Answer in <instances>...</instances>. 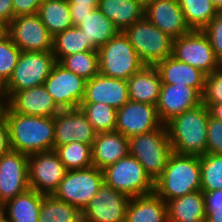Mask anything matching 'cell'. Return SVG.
<instances>
[{
    "mask_svg": "<svg viewBox=\"0 0 222 222\" xmlns=\"http://www.w3.org/2000/svg\"><path fill=\"white\" fill-rule=\"evenodd\" d=\"M5 121L11 150L30 155L54 149V117L19 114L8 107Z\"/></svg>",
    "mask_w": 222,
    "mask_h": 222,
    "instance_id": "cell-1",
    "label": "cell"
},
{
    "mask_svg": "<svg viewBox=\"0 0 222 222\" xmlns=\"http://www.w3.org/2000/svg\"><path fill=\"white\" fill-rule=\"evenodd\" d=\"M209 116L208 107L201 103L169 120L165 125L173 152L197 156L206 154Z\"/></svg>",
    "mask_w": 222,
    "mask_h": 222,
    "instance_id": "cell-2",
    "label": "cell"
},
{
    "mask_svg": "<svg viewBox=\"0 0 222 222\" xmlns=\"http://www.w3.org/2000/svg\"><path fill=\"white\" fill-rule=\"evenodd\" d=\"M200 156L172 152L154 192L165 202L201 190Z\"/></svg>",
    "mask_w": 222,
    "mask_h": 222,
    "instance_id": "cell-3",
    "label": "cell"
},
{
    "mask_svg": "<svg viewBox=\"0 0 222 222\" xmlns=\"http://www.w3.org/2000/svg\"><path fill=\"white\" fill-rule=\"evenodd\" d=\"M129 139V155L144 167L146 174L155 182L164 171L173 152L167 127L162 124L154 131L137 134Z\"/></svg>",
    "mask_w": 222,
    "mask_h": 222,
    "instance_id": "cell-4",
    "label": "cell"
},
{
    "mask_svg": "<svg viewBox=\"0 0 222 222\" xmlns=\"http://www.w3.org/2000/svg\"><path fill=\"white\" fill-rule=\"evenodd\" d=\"M97 51L99 73L107 77L128 80L145 66L122 31L99 47Z\"/></svg>",
    "mask_w": 222,
    "mask_h": 222,
    "instance_id": "cell-5",
    "label": "cell"
},
{
    "mask_svg": "<svg viewBox=\"0 0 222 222\" xmlns=\"http://www.w3.org/2000/svg\"><path fill=\"white\" fill-rule=\"evenodd\" d=\"M123 32L146 66H155L173 54V39L145 16Z\"/></svg>",
    "mask_w": 222,
    "mask_h": 222,
    "instance_id": "cell-6",
    "label": "cell"
},
{
    "mask_svg": "<svg viewBox=\"0 0 222 222\" xmlns=\"http://www.w3.org/2000/svg\"><path fill=\"white\" fill-rule=\"evenodd\" d=\"M53 51H21L13 74L4 85L8 99L18 91L42 86L56 63Z\"/></svg>",
    "mask_w": 222,
    "mask_h": 222,
    "instance_id": "cell-7",
    "label": "cell"
},
{
    "mask_svg": "<svg viewBox=\"0 0 222 222\" xmlns=\"http://www.w3.org/2000/svg\"><path fill=\"white\" fill-rule=\"evenodd\" d=\"M102 172L104 183L130 198L154 192V182L131 155L107 166Z\"/></svg>",
    "mask_w": 222,
    "mask_h": 222,
    "instance_id": "cell-8",
    "label": "cell"
},
{
    "mask_svg": "<svg viewBox=\"0 0 222 222\" xmlns=\"http://www.w3.org/2000/svg\"><path fill=\"white\" fill-rule=\"evenodd\" d=\"M103 182L102 170L93 165L84 169L68 170L53 195L83 211Z\"/></svg>",
    "mask_w": 222,
    "mask_h": 222,
    "instance_id": "cell-9",
    "label": "cell"
},
{
    "mask_svg": "<svg viewBox=\"0 0 222 222\" xmlns=\"http://www.w3.org/2000/svg\"><path fill=\"white\" fill-rule=\"evenodd\" d=\"M172 56L206 75L222 67L208 36L202 30H191L188 34L174 39Z\"/></svg>",
    "mask_w": 222,
    "mask_h": 222,
    "instance_id": "cell-10",
    "label": "cell"
},
{
    "mask_svg": "<svg viewBox=\"0 0 222 222\" xmlns=\"http://www.w3.org/2000/svg\"><path fill=\"white\" fill-rule=\"evenodd\" d=\"M7 34L21 51H53V36L37 13L13 18L7 25Z\"/></svg>",
    "mask_w": 222,
    "mask_h": 222,
    "instance_id": "cell-11",
    "label": "cell"
},
{
    "mask_svg": "<svg viewBox=\"0 0 222 222\" xmlns=\"http://www.w3.org/2000/svg\"><path fill=\"white\" fill-rule=\"evenodd\" d=\"M68 170L54 150L28 155L30 189L53 195Z\"/></svg>",
    "mask_w": 222,
    "mask_h": 222,
    "instance_id": "cell-12",
    "label": "cell"
},
{
    "mask_svg": "<svg viewBox=\"0 0 222 222\" xmlns=\"http://www.w3.org/2000/svg\"><path fill=\"white\" fill-rule=\"evenodd\" d=\"M86 81L56 62L43 85L61 110L74 109L83 101Z\"/></svg>",
    "mask_w": 222,
    "mask_h": 222,
    "instance_id": "cell-13",
    "label": "cell"
},
{
    "mask_svg": "<svg viewBox=\"0 0 222 222\" xmlns=\"http://www.w3.org/2000/svg\"><path fill=\"white\" fill-rule=\"evenodd\" d=\"M130 197L103 182L82 211L83 222H125Z\"/></svg>",
    "mask_w": 222,
    "mask_h": 222,
    "instance_id": "cell-14",
    "label": "cell"
},
{
    "mask_svg": "<svg viewBox=\"0 0 222 222\" xmlns=\"http://www.w3.org/2000/svg\"><path fill=\"white\" fill-rule=\"evenodd\" d=\"M54 147L71 142L93 145L97 132L80 108L62 109L54 116Z\"/></svg>",
    "mask_w": 222,
    "mask_h": 222,
    "instance_id": "cell-15",
    "label": "cell"
},
{
    "mask_svg": "<svg viewBox=\"0 0 222 222\" xmlns=\"http://www.w3.org/2000/svg\"><path fill=\"white\" fill-rule=\"evenodd\" d=\"M30 189L28 155L10 150L0 157V200L7 202Z\"/></svg>",
    "mask_w": 222,
    "mask_h": 222,
    "instance_id": "cell-16",
    "label": "cell"
},
{
    "mask_svg": "<svg viewBox=\"0 0 222 222\" xmlns=\"http://www.w3.org/2000/svg\"><path fill=\"white\" fill-rule=\"evenodd\" d=\"M161 125L155 105L129 100L117 110L115 130L127 138L154 131Z\"/></svg>",
    "mask_w": 222,
    "mask_h": 222,
    "instance_id": "cell-17",
    "label": "cell"
},
{
    "mask_svg": "<svg viewBox=\"0 0 222 222\" xmlns=\"http://www.w3.org/2000/svg\"><path fill=\"white\" fill-rule=\"evenodd\" d=\"M202 103V95L187 85L162 84L157 115L162 124H166L173 117L197 107Z\"/></svg>",
    "mask_w": 222,
    "mask_h": 222,
    "instance_id": "cell-18",
    "label": "cell"
},
{
    "mask_svg": "<svg viewBox=\"0 0 222 222\" xmlns=\"http://www.w3.org/2000/svg\"><path fill=\"white\" fill-rule=\"evenodd\" d=\"M144 16L173 40L191 31L178 0H153L145 7Z\"/></svg>",
    "mask_w": 222,
    "mask_h": 222,
    "instance_id": "cell-19",
    "label": "cell"
},
{
    "mask_svg": "<svg viewBox=\"0 0 222 222\" xmlns=\"http://www.w3.org/2000/svg\"><path fill=\"white\" fill-rule=\"evenodd\" d=\"M129 101L127 80L97 74L86 81L82 103H103L119 110Z\"/></svg>",
    "mask_w": 222,
    "mask_h": 222,
    "instance_id": "cell-20",
    "label": "cell"
},
{
    "mask_svg": "<svg viewBox=\"0 0 222 222\" xmlns=\"http://www.w3.org/2000/svg\"><path fill=\"white\" fill-rule=\"evenodd\" d=\"M8 107L15 113L40 117H54L61 110L44 85L15 92Z\"/></svg>",
    "mask_w": 222,
    "mask_h": 222,
    "instance_id": "cell-21",
    "label": "cell"
},
{
    "mask_svg": "<svg viewBox=\"0 0 222 222\" xmlns=\"http://www.w3.org/2000/svg\"><path fill=\"white\" fill-rule=\"evenodd\" d=\"M128 155L129 139L120 132L114 130L97 133L92 145L93 166L103 170Z\"/></svg>",
    "mask_w": 222,
    "mask_h": 222,
    "instance_id": "cell-22",
    "label": "cell"
},
{
    "mask_svg": "<svg viewBox=\"0 0 222 222\" xmlns=\"http://www.w3.org/2000/svg\"><path fill=\"white\" fill-rule=\"evenodd\" d=\"M155 67L160 74L162 84H184L203 94L207 75L201 70L177 60L172 55L158 62Z\"/></svg>",
    "mask_w": 222,
    "mask_h": 222,
    "instance_id": "cell-23",
    "label": "cell"
},
{
    "mask_svg": "<svg viewBox=\"0 0 222 222\" xmlns=\"http://www.w3.org/2000/svg\"><path fill=\"white\" fill-rule=\"evenodd\" d=\"M129 100L157 106L162 81L155 66H144L127 80Z\"/></svg>",
    "mask_w": 222,
    "mask_h": 222,
    "instance_id": "cell-24",
    "label": "cell"
},
{
    "mask_svg": "<svg viewBox=\"0 0 222 222\" xmlns=\"http://www.w3.org/2000/svg\"><path fill=\"white\" fill-rule=\"evenodd\" d=\"M125 222H168L167 203L155 192L130 198Z\"/></svg>",
    "mask_w": 222,
    "mask_h": 222,
    "instance_id": "cell-25",
    "label": "cell"
},
{
    "mask_svg": "<svg viewBox=\"0 0 222 222\" xmlns=\"http://www.w3.org/2000/svg\"><path fill=\"white\" fill-rule=\"evenodd\" d=\"M166 203L168 222H206L205 197L201 190Z\"/></svg>",
    "mask_w": 222,
    "mask_h": 222,
    "instance_id": "cell-26",
    "label": "cell"
},
{
    "mask_svg": "<svg viewBox=\"0 0 222 222\" xmlns=\"http://www.w3.org/2000/svg\"><path fill=\"white\" fill-rule=\"evenodd\" d=\"M45 194L29 189L5 203L7 222H39Z\"/></svg>",
    "mask_w": 222,
    "mask_h": 222,
    "instance_id": "cell-27",
    "label": "cell"
},
{
    "mask_svg": "<svg viewBox=\"0 0 222 222\" xmlns=\"http://www.w3.org/2000/svg\"><path fill=\"white\" fill-rule=\"evenodd\" d=\"M98 9L123 32L144 17L145 8L134 0H100Z\"/></svg>",
    "mask_w": 222,
    "mask_h": 222,
    "instance_id": "cell-28",
    "label": "cell"
},
{
    "mask_svg": "<svg viewBox=\"0 0 222 222\" xmlns=\"http://www.w3.org/2000/svg\"><path fill=\"white\" fill-rule=\"evenodd\" d=\"M78 27L95 51L120 32L98 8L93 9Z\"/></svg>",
    "mask_w": 222,
    "mask_h": 222,
    "instance_id": "cell-29",
    "label": "cell"
},
{
    "mask_svg": "<svg viewBox=\"0 0 222 222\" xmlns=\"http://www.w3.org/2000/svg\"><path fill=\"white\" fill-rule=\"evenodd\" d=\"M37 14L53 37L74 26L66 0H45Z\"/></svg>",
    "mask_w": 222,
    "mask_h": 222,
    "instance_id": "cell-30",
    "label": "cell"
},
{
    "mask_svg": "<svg viewBox=\"0 0 222 222\" xmlns=\"http://www.w3.org/2000/svg\"><path fill=\"white\" fill-rule=\"evenodd\" d=\"M85 51H95L78 26H72L53 37V54L57 62L63 57Z\"/></svg>",
    "mask_w": 222,
    "mask_h": 222,
    "instance_id": "cell-31",
    "label": "cell"
},
{
    "mask_svg": "<svg viewBox=\"0 0 222 222\" xmlns=\"http://www.w3.org/2000/svg\"><path fill=\"white\" fill-rule=\"evenodd\" d=\"M39 222H83L82 211L54 195H44Z\"/></svg>",
    "mask_w": 222,
    "mask_h": 222,
    "instance_id": "cell-32",
    "label": "cell"
},
{
    "mask_svg": "<svg viewBox=\"0 0 222 222\" xmlns=\"http://www.w3.org/2000/svg\"><path fill=\"white\" fill-rule=\"evenodd\" d=\"M178 3L191 30H203L218 13L211 0H178Z\"/></svg>",
    "mask_w": 222,
    "mask_h": 222,
    "instance_id": "cell-33",
    "label": "cell"
},
{
    "mask_svg": "<svg viewBox=\"0 0 222 222\" xmlns=\"http://www.w3.org/2000/svg\"><path fill=\"white\" fill-rule=\"evenodd\" d=\"M67 170L84 169L93 165L92 145L71 142L53 149Z\"/></svg>",
    "mask_w": 222,
    "mask_h": 222,
    "instance_id": "cell-34",
    "label": "cell"
},
{
    "mask_svg": "<svg viewBox=\"0 0 222 222\" xmlns=\"http://www.w3.org/2000/svg\"><path fill=\"white\" fill-rule=\"evenodd\" d=\"M79 108L97 133L114 131L117 110L103 103H81Z\"/></svg>",
    "mask_w": 222,
    "mask_h": 222,
    "instance_id": "cell-35",
    "label": "cell"
},
{
    "mask_svg": "<svg viewBox=\"0 0 222 222\" xmlns=\"http://www.w3.org/2000/svg\"><path fill=\"white\" fill-rule=\"evenodd\" d=\"M59 63L85 80H90L99 74L98 51H85L65 56Z\"/></svg>",
    "mask_w": 222,
    "mask_h": 222,
    "instance_id": "cell-36",
    "label": "cell"
},
{
    "mask_svg": "<svg viewBox=\"0 0 222 222\" xmlns=\"http://www.w3.org/2000/svg\"><path fill=\"white\" fill-rule=\"evenodd\" d=\"M201 191L222 189V154L206 153L200 156Z\"/></svg>",
    "mask_w": 222,
    "mask_h": 222,
    "instance_id": "cell-37",
    "label": "cell"
},
{
    "mask_svg": "<svg viewBox=\"0 0 222 222\" xmlns=\"http://www.w3.org/2000/svg\"><path fill=\"white\" fill-rule=\"evenodd\" d=\"M21 50L6 34L0 39V81L5 85L13 74Z\"/></svg>",
    "mask_w": 222,
    "mask_h": 222,
    "instance_id": "cell-38",
    "label": "cell"
},
{
    "mask_svg": "<svg viewBox=\"0 0 222 222\" xmlns=\"http://www.w3.org/2000/svg\"><path fill=\"white\" fill-rule=\"evenodd\" d=\"M202 103H222V67L206 76Z\"/></svg>",
    "mask_w": 222,
    "mask_h": 222,
    "instance_id": "cell-39",
    "label": "cell"
},
{
    "mask_svg": "<svg viewBox=\"0 0 222 222\" xmlns=\"http://www.w3.org/2000/svg\"><path fill=\"white\" fill-rule=\"evenodd\" d=\"M202 31L208 36L215 56L222 64V12H218Z\"/></svg>",
    "mask_w": 222,
    "mask_h": 222,
    "instance_id": "cell-40",
    "label": "cell"
},
{
    "mask_svg": "<svg viewBox=\"0 0 222 222\" xmlns=\"http://www.w3.org/2000/svg\"><path fill=\"white\" fill-rule=\"evenodd\" d=\"M206 153L222 154V121L209 116L207 123Z\"/></svg>",
    "mask_w": 222,
    "mask_h": 222,
    "instance_id": "cell-41",
    "label": "cell"
},
{
    "mask_svg": "<svg viewBox=\"0 0 222 222\" xmlns=\"http://www.w3.org/2000/svg\"><path fill=\"white\" fill-rule=\"evenodd\" d=\"M45 0H12L14 18L18 16L36 14L39 6Z\"/></svg>",
    "mask_w": 222,
    "mask_h": 222,
    "instance_id": "cell-42",
    "label": "cell"
},
{
    "mask_svg": "<svg viewBox=\"0 0 222 222\" xmlns=\"http://www.w3.org/2000/svg\"><path fill=\"white\" fill-rule=\"evenodd\" d=\"M205 197V210L213 211L222 209V189L212 192H203Z\"/></svg>",
    "mask_w": 222,
    "mask_h": 222,
    "instance_id": "cell-43",
    "label": "cell"
},
{
    "mask_svg": "<svg viewBox=\"0 0 222 222\" xmlns=\"http://www.w3.org/2000/svg\"><path fill=\"white\" fill-rule=\"evenodd\" d=\"M69 8L73 25L78 26L81 22H83V19L86 18L93 9L98 8V6L69 7Z\"/></svg>",
    "mask_w": 222,
    "mask_h": 222,
    "instance_id": "cell-44",
    "label": "cell"
},
{
    "mask_svg": "<svg viewBox=\"0 0 222 222\" xmlns=\"http://www.w3.org/2000/svg\"><path fill=\"white\" fill-rule=\"evenodd\" d=\"M14 18L12 0H0V21L8 25Z\"/></svg>",
    "mask_w": 222,
    "mask_h": 222,
    "instance_id": "cell-45",
    "label": "cell"
},
{
    "mask_svg": "<svg viewBox=\"0 0 222 222\" xmlns=\"http://www.w3.org/2000/svg\"><path fill=\"white\" fill-rule=\"evenodd\" d=\"M11 150L9 129L6 121L0 124V157Z\"/></svg>",
    "mask_w": 222,
    "mask_h": 222,
    "instance_id": "cell-46",
    "label": "cell"
},
{
    "mask_svg": "<svg viewBox=\"0 0 222 222\" xmlns=\"http://www.w3.org/2000/svg\"><path fill=\"white\" fill-rule=\"evenodd\" d=\"M208 107L210 117L222 121V103L205 104Z\"/></svg>",
    "mask_w": 222,
    "mask_h": 222,
    "instance_id": "cell-47",
    "label": "cell"
},
{
    "mask_svg": "<svg viewBox=\"0 0 222 222\" xmlns=\"http://www.w3.org/2000/svg\"><path fill=\"white\" fill-rule=\"evenodd\" d=\"M69 7L98 6L100 0H66Z\"/></svg>",
    "mask_w": 222,
    "mask_h": 222,
    "instance_id": "cell-48",
    "label": "cell"
},
{
    "mask_svg": "<svg viewBox=\"0 0 222 222\" xmlns=\"http://www.w3.org/2000/svg\"><path fill=\"white\" fill-rule=\"evenodd\" d=\"M206 222H222V209L206 211Z\"/></svg>",
    "mask_w": 222,
    "mask_h": 222,
    "instance_id": "cell-49",
    "label": "cell"
},
{
    "mask_svg": "<svg viewBox=\"0 0 222 222\" xmlns=\"http://www.w3.org/2000/svg\"><path fill=\"white\" fill-rule=\"evenodd\" d=\"M7 108H8V97H0V124H2L5 121Z\"/></svg>",
    "mask_w": 222,
    "mask_h": 222,
    "instance_id": "cell-50",
    "label": "cell"
},
{
    "mask_svg": "<svg viewBox=\"0 0 222 222\" xmlns=\"http://www.w3.org/2000/svg\"><path fill=\"white\" fill-rule=\"evenodd\" d=\"M0 222H7L5 202L0 200Z\"/></svg>",
    "mask_w": 222,
    "mask_h": 222,
    "instance_id": "cell-51",
    "label": "cell"
},
{
    "mask_svg": "<svg viewBox=\"0 0 222 222\" xmlns=\"http://www.w3.org/2000/svg\"><path fill=\"white\" fill-rule=\"evenodd\" d=\"M7 34V25L0 21V39Z\"/></svg>",
    "mask_w": 222,
    "mask_h": 222,
    "instance_id": "cell-52",
    "label": "cell"
},
{
    "mask_svg": "<svg viewBox=\"0 0 222 222\" xmlns=\"http://www.w3.org/2000/svg\"><path fill=\"white\" fill-rule=\"evenodd\" d=\"M212 4L218 10V12H222V0H211Z\"/></svg>",
    "mask_w": 222,
    "mask_h": 222,
    "instance_id": "cell-53",
    "label": "cell"
},
{
    "mask_svg": "<svg viewBox=\"0 0 222 222\" xmlns=\"http://www.w3.org/2000/svg\"><path fill=\"white\" fill-rule=\"evenodd\" d=\"M138 3H140L144 8L149 5L153 0H134Z\"/></svg>",
    "mask_w": 222,
    "mask_h": 222,
    "instance_id": "cell-54",
    "label": "cell"
},
{
    "mask_svg": "<svg viewBox=\"0 0 222 222\" xmlns=\"http://www.w3.org/2000/svg\"><path fill=\"white\" fill-rule=\"evenodd\" d=\"M0 97H7L4 90V84L0 81Z\"/></svg>",
    "mask_w": 222,
    "mask_h": 222,
    "instance_id": "cell-55",
    "label": "cell"
}]
</instances>
